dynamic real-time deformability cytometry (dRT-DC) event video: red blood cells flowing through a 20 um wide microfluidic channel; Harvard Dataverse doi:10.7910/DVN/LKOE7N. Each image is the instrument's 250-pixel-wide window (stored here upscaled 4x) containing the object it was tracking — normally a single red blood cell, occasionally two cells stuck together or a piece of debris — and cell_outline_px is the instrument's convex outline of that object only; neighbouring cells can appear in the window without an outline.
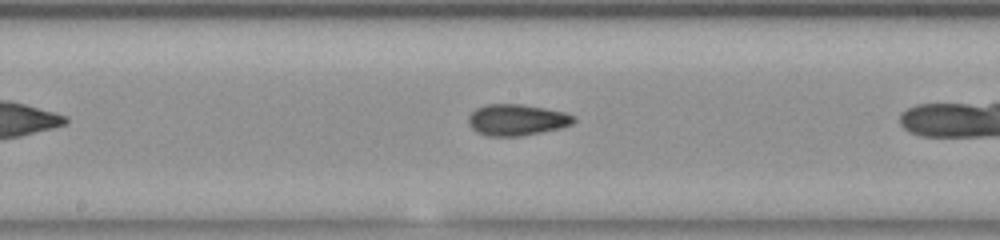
{"species": "common noctule bat (a hibernating species)", "species_latin": "Nyctalus noctula", "temperature_condition": "room temperature", "stored_images_in_passage": 26, "camera_frame_rate_fps": 3000, "um_per_image_px": 0.085, "animal": {"sex": "female", "body_mass_g": 23.0, "forearm_length_mm": 53.4}, "frame": {"image": 1, "passage_image": 12, "time_ms": 3.667, "image_size_px": [1000, 240], "cell_outline_px": [[576, 120], [572, 124], [560, 128], [520, 136], [488, 136], [476, 132], [468, 124], [468, 116], [476, 108], [488, 104], [520, 104], [544, 108], [564, 112], [576, 116]], "centroid_in_image_um": [43.92, 10.19], "position_along_channel_um": 204.3, "area_um2": 19.19}}
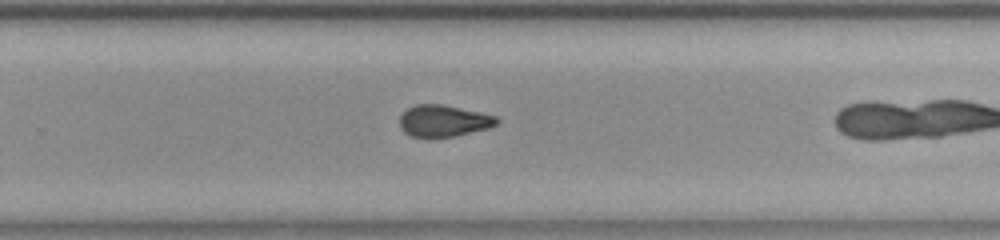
{"frame": {"image": 2, "passage_image": 19, "time_ms": 6.0, "image_size_px": [1000, 240], "cell_outline_px": [[500, 120], [496, 124], [488, 128], [452, 136], [412, 136], [404, 132], [400, 128], [400, 116], [408, 108], [416, 104], [444, 104], [496, 116]], "centroid_in_image_um": [37.69, 10.25], "position_along_channel_um": 292.1, "area_um2": 17.57}}
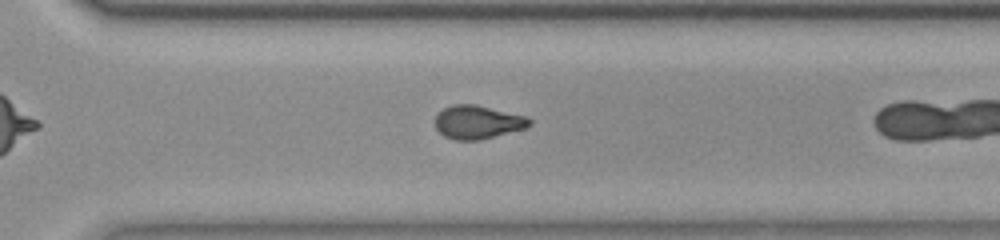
{"frame": {"image": 3, "passage_image": 22, "time_ms": 7.0, "image_size_px": [1000, 240], "cell_outline_px": [[532, 124], [524, 128], [480, 140], [456, 140], [444, 136], [436, 128], [436, 116], [444, 108], [452, 104], [476, 104], [528, 116], [532, 120]], "centroid_in_image_um": [40.63, 10.37], "position_along_channel_um": 330.0, "area_um2": 18.38}}